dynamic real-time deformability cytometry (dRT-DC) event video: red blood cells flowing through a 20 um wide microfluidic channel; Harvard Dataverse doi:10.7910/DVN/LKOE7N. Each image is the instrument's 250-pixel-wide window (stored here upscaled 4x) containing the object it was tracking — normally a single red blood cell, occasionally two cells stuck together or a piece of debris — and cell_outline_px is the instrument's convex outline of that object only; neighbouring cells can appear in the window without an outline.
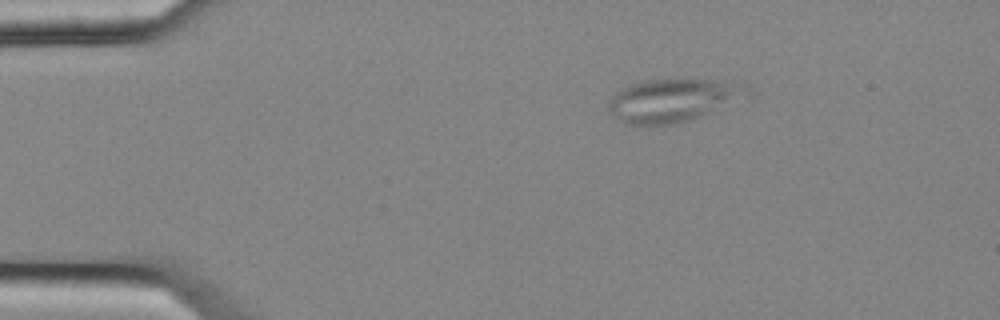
{"species": "common noctule bat (a hibernating species)", "species_latin": "Nyctalus noctula", "temperature_condition": "cold", "stored_images_in_passage": 6, "camera_frame_rate_fps": 3000, "um_per_image_px": 0.085, "animal": {"sex": "female", "body_mass_g": 25.1}, "frame": {"image": 1, "passage_image": 6, "time_ms": 1.667, "image_size_px": [1000, 320], "cell_outline_px": [[752, 96], [692, 120], [676, 124], [628, 124], [608, 112], [608, 100], [616, 92], [632, 84], [644, 80], [744, 80], [752, 88]], "centroid_in_image_um": [57.37, 8.5], "position_along_channel_um": 27.6, "area_um2": 35.49}}